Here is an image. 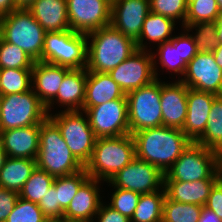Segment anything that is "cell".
I'll return each mask as SVG.
<instances>
[{"label": "cell", "instance_id": "cell-18", "mask_svg": "<svg viewBox=\"0 0 222 222\" xmlns=\"http://www.w3.org/2000/svg\"><path fill=\"white\" fill-rule=\"evenodd\" d=\"M216 97L212 93L188 88L187 115L182 131L192 142L204 133Z\"/></svg>", "mask_w": 222, "mask_h": 222}, {"label": "cell", "instance_id": "cell-4", "mask_svg": "<svg viewBox=\"0 0 222 222\" xmlns=\"http://www.w3.org/2000/svg\"><path fill=\"white\" fill-rule=\"evenodd\" d=\"M39 151L36 167L54 178L74 174L84 166L74 157L57 125L47 117L40 124Z\"/></svg>", "mask_w": 222, "mask_h": 222}, {"label": "cell", "instance_id": "cell-49", "mask_svg": "<svg viewBox=\"0 0 222 222\" xmlns=\"http://www.w3.org/2000/svg\"><path fill=\"white\" fill-rule=\"evenodd\" d=\"M215 23L217 29L218 42L222 43V12H220V14L216 17Z\"/></svg>", "mask_w": 222, "mask_h": 222}, {"label": "cell", "instance_id": "cell-37", "mask_svg": "<svg viewBox=\"0 0 222 222\" xmlns=\"http://www.w3.org/2000/svg\"><path fill=\"white\" fill-rule=\"evenodd\" d=\"M158 56L162 67L184 76L187 63L181 59L180 45H173V37L158 45Z\"/></svg>", "mask_w": 222, "mask_h": 222}, {"label": "cell", "instance_id": "cell-8", "mask_svg": "<svg viewBox=\"0 0 222 222\" xmlns=\"http://www.w3.org/2000/svg\"><path fill=\"white\" fill-rule=\"evenodd\" d=\"M130 134L162 126L161 81L155 79L126 94Z\"/></svg>", "mask_w": 222, "mask_h": 222}, {"label": "cell", "instance_id": "cell-3", "mask_svg": "<svg viewBox=\"0 0 222 222\" xmlns=\"http://www.w3.org/2000/svg\"><path fill=\"white\" fill-rule=\"evenodd\" d=\"M134 158L135 143L131 134L97 138L84 168L90 178L108 182Z\"/></svg>", "mask_w": 222, "mask_h": 222}, {"label": "cell", "instance_id": "cell-44", "mask_svg": "<svg viewBox=\"0 0 222 222\" xmlns=\"http://www.w3.org/2000/svg\"><path fill=\"white\" fill-rule=\"evenodd\" d=\"M205 207L222 220V182L218 180L210 191Z\"/></svg>", "mask_w": 222, "mask_h": 222}, {"label": "cell", "instance_id": "cell-41", "mask_svg": "<svg viewBox=\"0 0 222 222\" xmlns=\"http://www.w3.org/2000/svg\"><path fill=\"white\" fill-rule=\"evenodd\" d=\"M38 206L50 222H62L64 218V210L58 204L56 191V178L48 192L39 201Z\"/></svg>", "mask_w": 222, "mask_h": 222}, {"label": "cell", "instance_id": "cell-46", "mask_svg": "<svg viewBox=\"0 0 222 222\" xmlns=\"http://www.w3.org/2000/svg\"><path fill=\"white\" fill-rule=\"evenodd\" d=\"M19 9L15 0H0V18Z\"/></svg>", "mask_w": 222, "mask_h": 222}, {"label": "cell", "instance_id": "cell-12", "mask_svg": "<svg viewBox=\"0 0 222 222\" xmlns=\"http://www.w3.org/2000/svg\"><path fill=\"white\" fill-rule=\"evenodd\" d=\"M84 113L96 138L130 134L127 97L90 107Z\"/></svg>", "mask_w": 222, "mask_h": 222}, {"label": "cell", "instance_id": "cell-25", "mask_svg": "<svg viewBox=\"0 0 222 222\" xmlns=\"http://www.w3.org/2000/svg\"><path fill=\"white\" fill-rule=\"evenodd\" d=\"M27 9L45 32L70 29L66 0H35Z\"/></svg>", "mask_w": 222, "mask_h": 222}, {"label": "cell", "instance_id": "cell-33", "mask_svg": "<svg viewBox=\"0 0 222 222\" xmlns=\"http://www.w3.org/2000/svg\"><path fill=\"white\" fill-rule=\"evenodd\" d=\"M90 178L85 168L82 170L56 178V191L59 206L65 210L75 197L79 188Z\"/></svg>", "mask_w": 222, "mask_h": 222}, {"label": "cell", "instance_id": "cell-14", "mask_svg": "<svg viewBox=\"0 0 222 222\" xmlns=\"http://www.w3.org/2000/svg\"><path fill=\"white\" fill-rule=\"evenodd\" d=\"M111 0H66L69 27L89 33L110 25Z\"/></svg>", "mask_w": 222, "mask_h": 222}, {"label": "cell", "instance_id": "cell-29", "mask_svg": "<svg viewBox=\"0 0 222 222\" xmlns=\"http://www.w3.org/2000/svg\"><path fill=\"white\" fill-rule=\"evenodd\" d=\"M166 197L162 187L149 194H141L131 222H162L163 203Z\"/></svg>", "mask_w": 222, "mask_h": 222}, {"label": "cell", "instance_id": "cell-50", "mask_svg": "<svg viewBox=\"0 0 222 222\" xmlns=\"http://www.w3.org/2000/svg\"><path fill=\"white\" fill-rule=\"evenodd\" d=\"M18 8H28L35 0H15Z\"/></svg>", "mask_w": 222, "mask_h": 222}, {"label": "cell", "instance_id": "cell-40", "mask_svg": "<svg viewBox=\"0 0 222 222\" xmlns=\"http://www.w3.org/2000/svg\"><path fill=\"white\" fill-rule=\"evenodd\" d=\"M140 195V193L131 190L116 188L115 192L112 193L109 206L120 212L123 216L131 219Z\"/></svg>", "mask_w": 222, "mask_h": 222}, {"label": "cell", "instance_id": "cell-9", "mask_svg": "<svg viewBox=\"0 0 222 222\" xmlns=\"http://www.w3.org/2000/svg\"><path fill=\"white\" fill-rule=\"evenodd\" d=\"M48 117L57 125L74 157L85 167L92 156L96 137L89 119L80 111L63 110Z\"/></svg>", "mask_w": 222, "mask_h": 222}, {"label": "cell", "instance_id": "cell-17", "mask_svg": "<svg viewBox=\"0 0 222 222\" xmlns=\"http://www.w3.org/2000/svg\"><path fill=\"white\" fill-rule=\"evenodd\" d=\"M188 86L178 82H161L160 104L162 109V126L183 129L187 115Z\"/></svg>", "mask_w": 222, "mask_h": 222}, {"label": "cell", "instance_id": "cell-34", "mask_svg": "<svg viewBox=\"0 0 222 222\" xmlns=\"http://www.w3.org/2000/svg\"><path fill=\"white\" fill-rule=\"evenodd\" d=\"M34 63L25 51L0 37V69H32Z\"/></svg>", "mask_w": 222, "mask_h": 222}, {"label": "cell", "instance_id": "cell-28", "mask_svg": "<svg viewBox=\"0 0 222 222\" xmlns=\"http://www.w3.org/2000/svg\"><path fill=\"white\" fill-rule=\"evenodd\" d=\"M195 143L222 153V95L214 99L205 131Z\"/></svg>", "mask_w": 222, "mask_h": 222}, {"label": "cell", "instance_id": "cell-21", "mask_svg": "<svg viewBox=\"0 0 222 222\" xmlns=\"http://www.w3.org/2000/svg\"><path fill=\"white\" fill-rule=\"evenodd\" d=\"M71 69L43 61H35L32 68V90L47 106L56 96L64 76Z\"/></svg>", "mask_w": 222, "mask_h": 222}, {"label": "cell", "instance_id": "cell-47", "mask_svg": "<svg viewBox=\"0 0 222 222\" xmlns=\"http://www.w3.org/2000/svg\"><path fill=\"white\" fill-rule=\"evenodd\" d=\"M198 222H222V220L210 209L203 206Z\"/></svg>", "mask_w": 222, "mask_h": 222}, {"label": "cell", "instance_id": "cell-54", "mask_svg": "<svg viewBox=\"0 0 222 222\" xmlns=\"http://www.w3.org/2000/svg\"><path fill=\"white\" fill-rule=\"evenodd\" d=\"M62 222H94V221H62Z\"/></svg>", "mask_w": 222, "mask_h": 222}, {"label": "cell", "instance_id": "cell-42", "mask_svg": "<svg viewBox=\"0 0 222 222\" xmlns=\"http://www.w3.org/2000/svg\"><path fill=\"white\" fill-rule=\"evenodd\" d=\"M182 33L180 36L173 37V45H180L181 59H183L187 64L194 58L198 53V49L194 38L191 34Z\"/></svg>", "mask_w": 222, "mask_h": 222}, {"label": "cell", "instance_id": "cell-52", "mask_svg": "<svg viewBox=\"0 0 222 222\" xmlns=\"http://www.w3.org/2000/svg\"><path fill=\"white\" fill-rule=\"evenodd\" d=\"M218 173H219V180L222 182V153L219 154L218 158Z\"/></svg>", "mask_w": 222, "mask_h": 222}, {"label": "cell", "instance_id": "cell-32", "mask_svg": "<svg viewBox=\"0 0 222 222\" xmlns=\"http://www.w3.org/2000/svg\"><path fill=\"white\" fill-rule=\"evenodd\" d=\"M201 212L200 205L181 203L165 197L162 222H198Z\"/></svg>", "mask_w": 222, "mask_h": 222}, {"label": "cell", "instance_id": "cell-55", "mask_svg": "<svg viewBox=\"0 0 222 222\" xmlns=\"http://www.w3.org/2000/svg\"><path fill=\"white\" fill-rule=\"evenodd\" d=\"M193 1H196V0H186V2H193Z\"/></svg>", "mask_w": 222, "mask_h": 222}, {"label": "cell", "instance_id": "cell-7", "mask_svg": "<svg viewBox=\"0 0 222 222\" xmlns=\"http://www.w3.org/2000/svg\"><path fill=\"white\" fill-rule=\"evenodd\" d=\"M0 109V132L41 124L48 117L46 106L32 89L0 96Z\"/></svg>", "mask_w": 222, "mask_h": 222}, {"label": "cell", "instance_id": "cell-39", "mask_svg": "<svg viewBox=\"0 0 222 222\" xmlns=\"http://www.w3.org/2000/svg\"><path fill=\"white\" fill-rule=\"evenodd\" d=\"M150 12L173 19L182 20V26H185L187 15L186 0H150Z\"/></svg>", "mask_w": 222, "mask_h": 222}, {"label": "cell", "instance_id": "cell-10", "mask_svg": "<svg viewBox=\"0 0 222 222\" xmlns=\"http://www.w3.org/2000/svg\"><path fill=\"white\" fill-rule=\"evenodd\" d=\"M218 158L217 152L192 142L164 174V181L208 179L218 169Z\"/></svg>", "mask_w": 222, "mask_h": 222}, {"label": "cell", "instance_id": "cell-15", "mask_svg": "<svg viewBox=\"0 0 222 222\" xmlns=\"http://www.w3.org/2000/svg\"><path fill=\"white\" fill-rule=\"evenodd\" d=\"M180 81L198 91L222 95V69L217 65L211 52H198L187 64Z\"/></svg>", "mask_w": 222, "mask_h": 222}, {"label": "cell", "instance_id": "cell-16", "mask_svg": "<svg viewBox=\"0 0 222 222\" xmlns=\"http://www.w3.org/2000/svg\"><path fill=\"white\" fill-rule=\"evenodd\" d=\"M150 13V0H112L110 25L136 41Z\"/></svg>", "mask_w": 222, "mask_h": 222}, {"label": "cell", "instance_id": "cell-24", "mask_svg": "<svg viewBox=\"0 0 222 222\" xmlns=\"http://www.w3.org/2000/svg\"><path fill=\"white\" fill-rule=\"evenodd\" d=\"M126 97L109 73L87 71L85 100L82 112L115 99Z\"/></svg>", "mask_w": 222, "mask_h": 222}, {"label": "cell", "instance_id": "cell-22", "mask_svg": "<svg viewBox=\"0 0 222 222\" xmlns=\"http://www.w3.org/2000/svg\"><path fill=\"white\" fill-rule=\"evenodd\" d=\"M219 180L218 169L208 178L192 182L164 181V189L168 199L188 204L205 206L210 191Z\"/></svg>", "mask_w": 222, "mask_h": 222}, {"label": "cell", "instance_id": "cell-38", "mask_svg": "<svg viewBox=\"0 0 222 222\" xmlns=\"http://www.w3.org/2000/svg\"><path fill=\"white\" fill-rule=\"evenodd\" d=\"M5 222H50L37 203L18 198Z\"/></svg>", "mask_w": 222, "mask_h": 222}, {"label": "cell", "instance_id": "cell-19", "mask_svg": "<svg viewBox=\"0 0 222 222\" xmlns=\"http://www.w3.org/2000/svg\"><path fill=\"white\" fill-rule=\"evenodd\" d=\"M39 140L40 124L0 132V143L11 158L36 159Z\"/></svg>", "mask_w": 222, "mask_h": 222}, {"label": "cell", "instance_id": "cell-31", "mask_svg": "<svg viewBox=\"0 0 222 222\" xmlns=\"http://www.w3.org/2000/svg\"><path fill=\"white\" fill-rule=\"evenodd\" d=\"M54 179L45 170L36 167L20 190L19 197L38 204L53 185Z\"/></svg>", "mask_w": 222, "mask_h": 222}, {"label": "cell", "instance_id": "cell-53", "mask_svg": "<svg viewBox=\"0 0 222 222\" xmlns=\"http://www.w3.org/2000/svg\"><path fill=\"white\" fill-rule=\"evenodd\" d=\"M218 4L219 11L222 12V0H216Z\"/></svg>", "mask_w": 222, "mask_h": 222}, {"label": "cell", "instance_id": "cell-26", "mask_svg": "<svg viewBox=\"0 0 222 222\" xmlns=\"http://www.w3.org/2000/svg\"><path fill=\"white\" fill-rule=\"evenodd\" d=\"M35 168L36 159L7 157L0 170V188L19 193Z\"/></svg>", "mask_w": 222, "mask_h": 222}, {"label": "cell", "instance_id": "cell-35", "mask_svg": "<svg viewBox=\"0 0 222 222\" xmlns=\"http://www.w3.org/2000/svg\"><path fill=\"white\" fill-rule=\"evenodd\" d=\"M220 14L216 0H196L187 2L185 25H194L199 22L214 21Z\"/></svg>", "mask_w": 222, "mask_h": 222}, {"label": "cell", "instance_id": "cell-30", "mask_svg": "<svg viewBox=\"0 0 222 222\" xmlns=\"http://www.w3.org/2000/svg\"><path fill=\"white\" fill-rule=\"evenodd\" d=\"M32 89V69H0V96Z\"/></svg>", "mask_w": 222, "mask_h": 222}, {"label": "cell", "instance_id": "cell-48", "mask_svg": "<svg viewBox=\"0 0 222 222\" xmlns=\"http://www.w3.org/2000/svg\"><path fill=\"white\" fill-rule=\"evenodd\" d=\"M212 53L214 55L215 62L222 69V43H218V46Z\"/></svg>", "mask_w": 222, "mask_h": 222}, {"label": "cell", "instance_id": "cell-1", "mask_svg": "<svg viewBox=\"0 0 222 222\" xmlns=\"http://www.w3.org/2000/svg\"><path fill=\"white\" fill-rule=\"evenodd\" d=\"M136 158L156 166L165 174L192 141L180 129L160 126L132 134Z\"/></svg>", "mask_w": 222, "mask_h": 222}, {"label": "cell", "instance_id": "cell-6", "mask_svg": "<svg viewBox=\"0 0 222 222\" xmlns=\"http://www.w3.org/2000/svg\"><path fill=\"white\" fill-rule=\"evenodd\" d=\"M87 35L72 31L46 32L42 61L69 69L87 67Z\"/></svg>", "mask_w": 222, "mask_h": 222}, {"label": "cell", "instance_id": "cell-43", "mask_svg": "<svg viewBox=\"0 0 222 222\" xmlns=\"http://www.w3.org/2000/svg\"><path fill=\"white\" fill-rule=\"evenodd\" d=\"M19 193L8 189L0 188V222H5L9 213L13 210Z\"/></svg>", "mask_w": 222, "mask_h": 222}, {"label": "cell", "instance_id": "cell-11", "mask_svg": "<svg viewBox=\"0 0 222 222\" xmlns=\"http://www.w3.org/2000/svg\"><path fill=\"white\" fill-rule=\"evenodd\" d=\"M137 49L109 74L125 94L148 85L158 77L154 53Z\"/></svg>", "mask_w": 222, "mask_h": 222}, {"label": "cell", "instance_id": "cell-36", "mask_svg": "<svg viewBox=\"0 0 222 222\" xmlns=\"http://www.w3.org/2000/svg\"><path fill=\"white\" fill-rule=\"evenodd\" d=\"M185 30H196V35H192L196 43L198 52H214L218 46L216 23L214 21L199 22L194 25H185ZM198 28V29H196Z\"/></svg>", "mask_w": 222, "mask_h": 222}, {"label": "cell", "instance_id": "cell-2", "mask_svg": "<svg viewBox=\"0 0 222 222\" xmlns=\"http://www.w3.org/2000/svg\"><path fill=\"white\" fill-rule=\"evenodd\" d=\"M87 71L109 73L136 50V42L111 25L86 34Z\"/></svg>", "mask_w": 222, "mask_h": 222}, {"label": "cell", "instance_id": "cell-13", "mask_svg": "<svg viewBox=\"0 0 222 222\" xmlns=\"http://www.w3.org/2000/svg\"><path fill=\"white\" fill-rule=\"evenodd\" d=\"M115 188L149 194L164 186V174L154 165L134 158L109 181ZM160 187V188H159Z\"/></svg>", "mask_w": 222, "mask_h": 222}, {"label": "cell", "instance_id": "cell-23", "mask_svg": "<svg viewBox=\"0 0 222 222\" xmlns=\"http://www.w3.org/2000/svg\"><path fill=\"white\" fill-rule=\"evenodd\" d=\"M87 70L71 69L65 76L57 96L46 106L49 115L54 102L66 105V111H82L85 100ZM55 100V101H54Z\"/></svg>", "mask_w": 222, "mask_h": 222}, {"label": "cell", "instance_id": "cell-20", "mask_svg": "<svg viewBox=\"0 0 222 222\" xmlns=\"http://www.w3.org/2000/svg\"><path fill=\"white\" fill-rule=\"evenodd\" d=\"M100 180L89 178L78 190L64 210L63 221H93L102 202L99 195Z\"/></svg>", "mask_w": 222, "mask_h": 222}, {"label": "cell", "instance_id": "cell-51", "mask_svg": "<svg viewBox=\"0 0 222 222\" xmlns=\"http://www.w3.org/2000/svg\"><path fill=\"white\" fill-rule=\"evenodd\" d=\"M7 158L6 151L3 149L2 144L0 143V170L2 169L4 162Z\"/></svg>", "mask_w": 222, "mask_h": 222}, {"label": "cell", "instance_id": "cell-27", "mask_svg": "<svg viewBox=\"0 0 222 222\" xmlns=\"http://www.w3.org/2000/svg\"><path fill=\"white\" fill-rule=\"evenodd\" d=\"M175 25L173 19L150 12L144 20L139 38L135 41L137 49L145 50L146 42L145 44L143 43L144 39L158 42L159 45L171 40Z\"/></svg>", "mask_w": 222, "mask_h": 222}, {"label": "cell", "instance_id": "cell-45", "mask_svg": "<svg viewBox=\"0 0 222 222\" xmlns=\"http://www.w3.org/2000/svg\"><path fill=\"white\" fill-rule=\"evenodd\" d=\"M96 215L97 216L94 218H98V222H131V219L123 216L120 212L116 211L109 205L104 206L103 203L101 204Z\"/></svg>", "mask_w": 222, "mask_h": 222}, {"label": "cell", "instance_id": "cell-5", "mask_svg": "<svg viewBox=\"0 0 222 222\" xmlns=\"http://www.w3.org/2000/svg\"><path fill=\"white\" fill-rule=\"evenodd\" d=\"M45 33L27 8H19L0 18V37L21 48L35 61H42Z\"/></svg>", "mask_w": 222, "mask_h": 222}]
</instances>
